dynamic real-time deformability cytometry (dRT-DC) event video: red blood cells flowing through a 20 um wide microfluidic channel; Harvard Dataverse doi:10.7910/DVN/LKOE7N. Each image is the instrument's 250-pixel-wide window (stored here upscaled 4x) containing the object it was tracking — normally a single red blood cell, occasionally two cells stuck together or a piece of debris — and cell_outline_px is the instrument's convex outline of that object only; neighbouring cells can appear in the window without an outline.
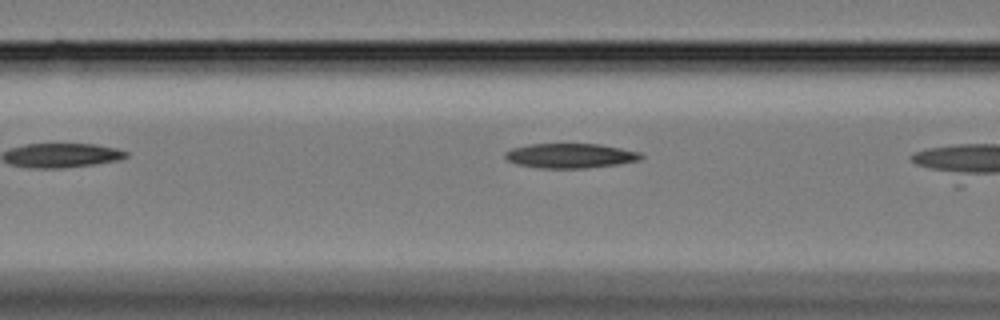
{"species": "Egyptian fruit bat (a non-hibernating species)", "species_latin": "Rousettus aegyptiacus", "temperature_condition": "cold", "stored_images_in_passage": 7, "camera_frame_rate_fps": 3000, "um_per_image_px": 0.085, "animal": {"sex": "female"}, "frame": {"image": 1, "passage_image": 6, "time_ms": 1.667, "image_size_px": [1000, 320], "cell_outline_px": [[644, 156], [640, 160], [616, 164], [584, 168], [540, 168], [516, 164], [508, 160], [504, 156], [504, 152], [512, 148], [528, 144], [600, 144], [640, 152]], "centroid_in_image_um": [48.45, 13.23], "position_along_channel_um": 118.1, "area_um2": 19.48}}